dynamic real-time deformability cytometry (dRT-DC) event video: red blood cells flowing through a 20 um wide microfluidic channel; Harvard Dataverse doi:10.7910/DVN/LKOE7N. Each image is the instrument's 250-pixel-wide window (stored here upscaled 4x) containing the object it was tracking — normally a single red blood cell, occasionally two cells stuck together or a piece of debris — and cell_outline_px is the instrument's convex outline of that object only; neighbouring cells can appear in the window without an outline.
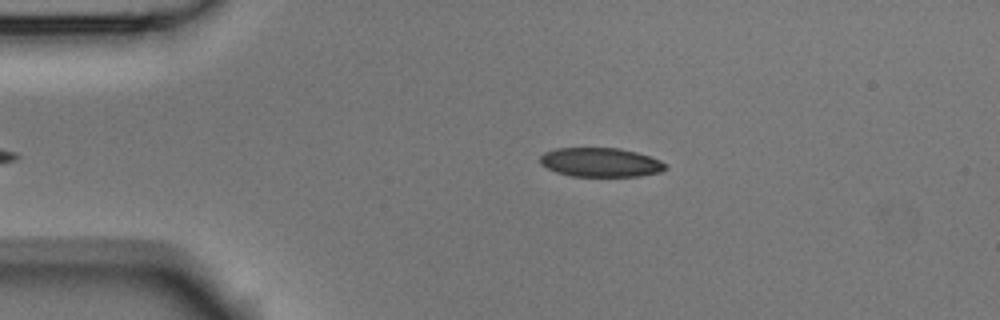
{"species": "Egyptian fruit bat (a non-hibernating species)", "species_latin": "Rousettus aegyptiacus", "temperature_condition": "room temperature", "stored_images_in_passage": 2, "camera_frame_rate_fps": 3000, "um_per_image_px": 0.085, "animal": {"sex": "male"}, "frame": {"image": 1, "passage_image": 1, "time_ms": 0.0, "image_size_px": [1000, 320], "cell_outline_px": [[668, 168], [660, 172], [640, 176], [572, 176], [556, 172], [540, 164], [540, 156], [544, 152], [556, 148], [620, 148], [636, 152], [660, 160], [668, 164]], "centroid_in_image_um": [51.06, 13.8], "position_along_channel_um": 33.9, "area_um2": 21.33}}